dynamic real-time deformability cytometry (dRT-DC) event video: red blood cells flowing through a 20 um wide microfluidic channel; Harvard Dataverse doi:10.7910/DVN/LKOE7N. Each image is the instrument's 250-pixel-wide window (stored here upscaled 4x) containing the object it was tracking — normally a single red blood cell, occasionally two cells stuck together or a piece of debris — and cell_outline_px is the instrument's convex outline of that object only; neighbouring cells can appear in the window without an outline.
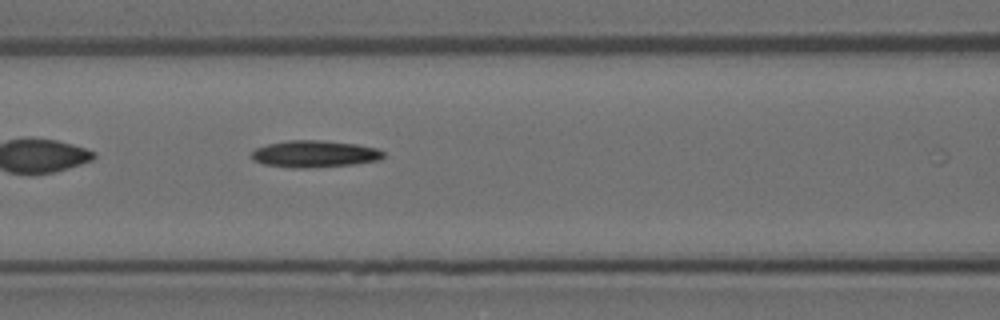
{"species": "Egyptian fruit bat (a non-hibernating species)", "species_latin": "Rousettus aegyptiacus", "temperature_condition": "room temperature", "stored_images_in_passage": 20, "camera_frame_rate_fps": 3000, "um_per_image_px": 0.085, "animal": {"sex": "female"}, "frame": {"image": 1, "passage_image": 19, "time_ms": 6.0, "image_size_px": [1000, 320], "cell_outline_px": [[384, 156], [380, 160], [356, 164], [308, 168], [292, 168], [264, 164], [252, 160], [252, 152], [256, 148], [268, 144], [288, 140], [320, 140], [356, 144], [376, 148], [384, 152]], "centroid_in_image_um": [26.75, 13.09], "position_along_channel_um": 139.9, "area_um2": 20.69}}